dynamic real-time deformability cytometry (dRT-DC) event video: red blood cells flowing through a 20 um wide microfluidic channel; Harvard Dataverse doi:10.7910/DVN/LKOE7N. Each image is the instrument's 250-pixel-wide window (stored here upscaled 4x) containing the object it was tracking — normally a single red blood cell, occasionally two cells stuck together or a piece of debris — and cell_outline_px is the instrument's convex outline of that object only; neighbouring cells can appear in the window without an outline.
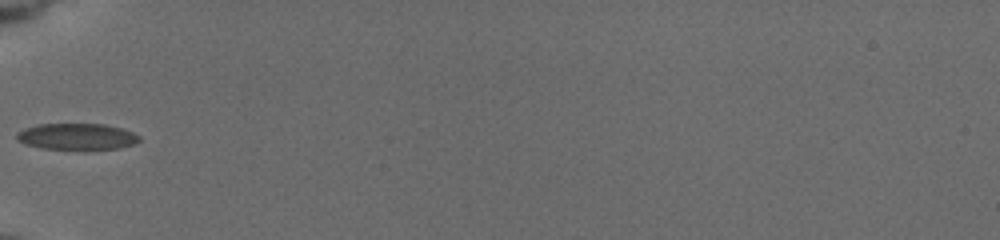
{"species": "common noctule bat (a hibernating species)", "species_latin": "Nyctalus noctula", "temperature_condition": "cold", "stored_images_in_passage": 29, "camera_frame_rate_fps": 3000, "um_per_image_px": 0.085, "animal": {"sex": "female", "body_mass_g": 19.5, "forearm_length_mm": 54.1}, "frame": {"image": 1, "passage_image": 1, "time_ms": 0.0, "image_size_px": [1000, 240], "cell_outline_px": [[140, 140], [132, 144], [120, 148], [84, 152], [40, 148], [24, 144], [16, 140], [16, 132], [24, 128], [40, 124], [104, 124], [120, 128], [132, 132], [140, 136]], "centroid_in_image_um": [6.5, 11.65], "position_along_channel_um": 78.5, "area_um2": 19.65}}
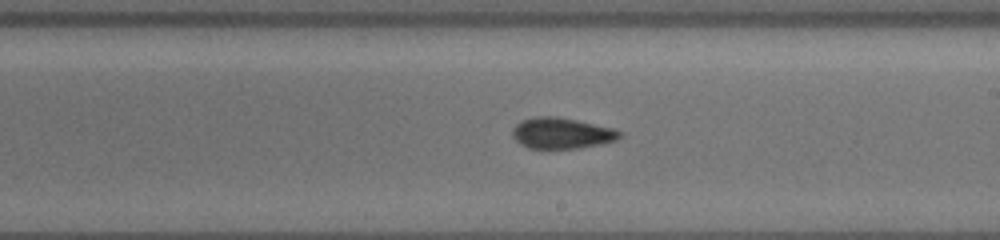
{"frame": {"image": 2, "passage_image": 14, "time_ms": 4.333, "image_size_px": [1000, 240], "cell_outline_px": [[620, 136], [616, 140], [604, 144], [580, 148], [528, 148], [520, 144], [512, 136], [512, 128], [520, 120], [536, 116], [556, 116], [576, 120], [612, 128], [620, 132]], "centroid_in_image_um": [47.7, 11.32], "position_along_channel_um": 241.3, "area_um2": 19.36}}
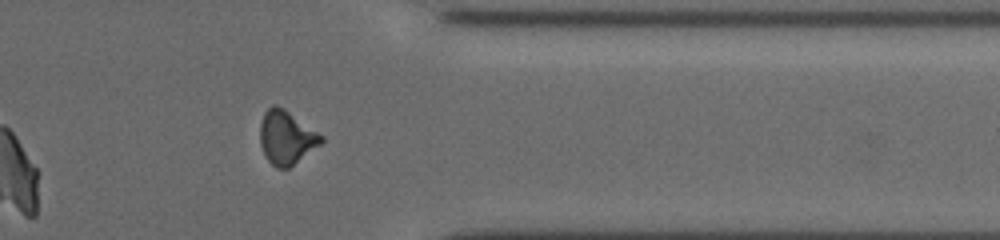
{"frame": {"image": 3, "passage_image": 26, "time_ms": 8.333, "image_size_px": [1000, 240], "cell_outline_px": [[324, 140], [320, 144], [288, 168], [276, 168], [268, 160], [260, 144], [260, 124], [264, 112], [272, 104], [276, 104], [284, 108], [324, 136]], "centroid_in_image_um": [24.33, 11.66], "position_along_channel_um": 387.1, "area_um2": 18.96}, "authors_computed_cell_mechanics": {"area_um2": 19.1896, "velocity_mm_per_s": 3.764, "shape_relaxation_time_tau1_ms": null, "shape_relaxation_time_tau2_ms": 3.1386, "deformation_change_tau1": null, "deformation_change_tau2": 0.0688}}